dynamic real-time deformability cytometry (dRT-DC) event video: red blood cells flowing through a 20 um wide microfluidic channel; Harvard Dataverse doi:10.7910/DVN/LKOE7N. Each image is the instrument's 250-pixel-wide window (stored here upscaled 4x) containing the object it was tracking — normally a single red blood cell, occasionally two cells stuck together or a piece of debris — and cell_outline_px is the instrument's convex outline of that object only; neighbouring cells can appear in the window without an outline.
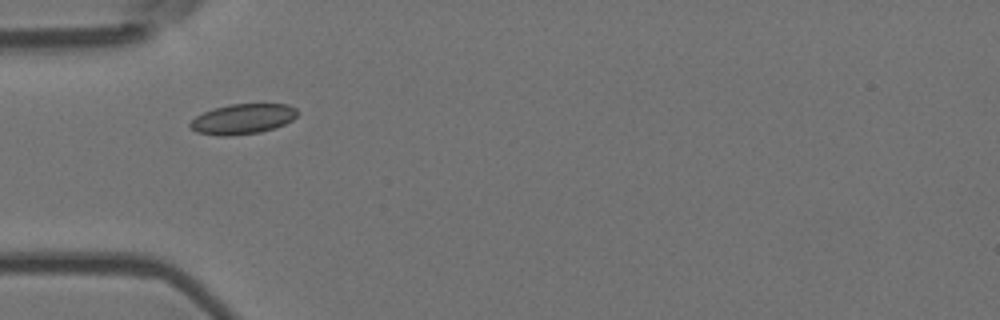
{"species": "Egyptian fruit bat (a non-hibernating species)", "species_latin": "Rousettus aegyptiacus", "temperature_condition": "room temperature", "stored_images_in_passage": 4, "camera_frame_rate_fps": 3000, "um_per_image_px": 0.085, "animal": {"sex": "female"}, "frame": {"image": 1, "passage_image": 1, "time_ms": 0.0, "image_size_px": [1000, 320], "cell_outline_px": [[300, 112], [292, 120], [284, 124], [260, 132], [228, 136], [220, 136], [196, 132], [188, 124], [196, 116], [204, 112], [216, 108], [232, 104], [288, 104], [296, 108]], "centroid_in_image_um": [20.65, 10.11], "position_along_channel_um": 64.4, "area_um2": 18.73}}
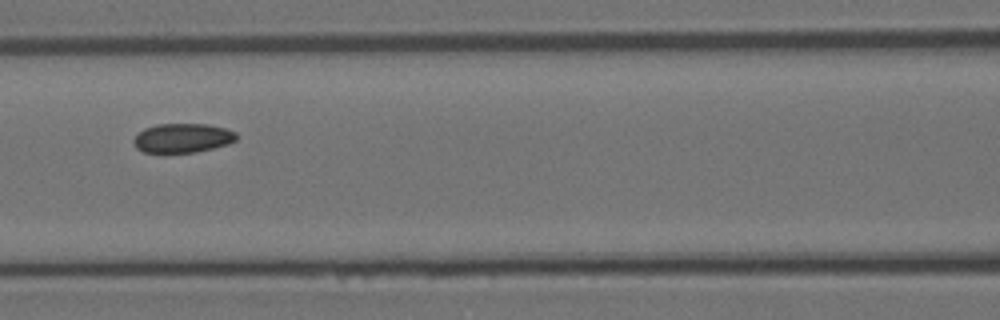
{"frame": {"image": 2, "passage_image": 3, "time_ms": 0.667, "image_size_px": [1000, 320], "cell_outline_px": [[236, 140], [228, 144], [196, 152], [164, 156], [144, 152], [136, 148], [132, 140], [144, 128], [156, 124], [208, 124], [224, 128], [236, 132]], "centroid_in_image_um": [15.46, 11.78], "position_along_channel_um": 151.1, "area_um2": 18.15}}
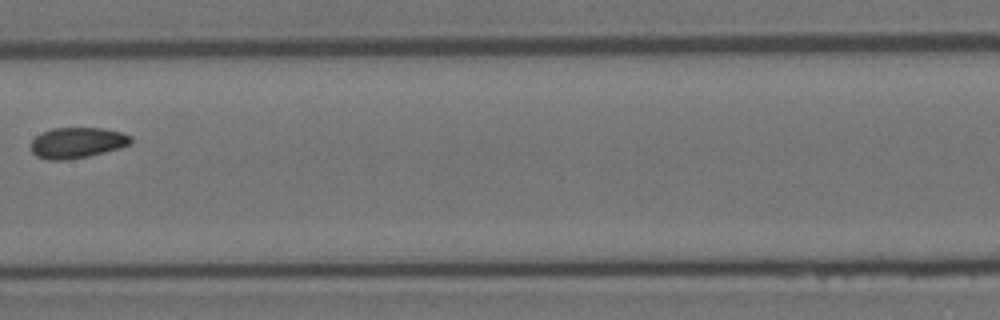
{"frame": {"image": 3, "passage_image": 4, "time_ms": 1.0, "image_size_px": [1000, 320], "cell_outline_px": [[132, 140], [128, 144], [120, 148], [88, 156], [68, 160], [48, 160], [36, 156], [32, 152], [32, 140], [36, 136], [52, 128], [100, 128], [120, 132], [132, 136]], "centroid_in_image_um": [6.55, 12.14], "position_along_channel_um": 200.9, "area_um2": 17.74}}